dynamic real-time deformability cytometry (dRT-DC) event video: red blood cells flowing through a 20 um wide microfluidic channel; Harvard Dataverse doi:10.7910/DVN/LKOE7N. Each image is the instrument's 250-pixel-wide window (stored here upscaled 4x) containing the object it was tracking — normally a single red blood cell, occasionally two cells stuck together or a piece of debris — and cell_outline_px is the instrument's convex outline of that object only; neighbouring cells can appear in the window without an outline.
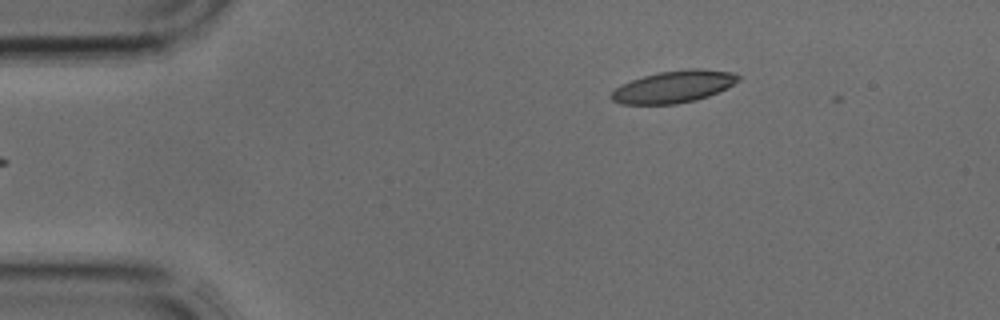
{"species": "common noctule bat (a hibernating species)", "species_latin": "Nyctalus noctula", "temperature_condition": "cold", "stored_images_in_passage": 4, "camera_frame_rate_fps": 3000, "um_per_image_px": 0.085, "animal": {"sex": "male", "body_mass_g": 17.9, "forearm_length_mm": 54.2}, "frame": {"image": 1, "passage_image": 4, "time_ms": 1.0, "image_size_px": [1000, 320], "cell_outline_px": [[740, 80], [708, 96], [696, 100], [676, 104], [620, 104], [612, 100], [608, 96], [620, 84], [644, 76], [660, 72], [688, 68], [700, 68], [732, 72], [740, 76]], "centroid_in_image_um": [57.23, 7.37], "position_along_channel_um": 27.8, "area_um2": 23.64}}